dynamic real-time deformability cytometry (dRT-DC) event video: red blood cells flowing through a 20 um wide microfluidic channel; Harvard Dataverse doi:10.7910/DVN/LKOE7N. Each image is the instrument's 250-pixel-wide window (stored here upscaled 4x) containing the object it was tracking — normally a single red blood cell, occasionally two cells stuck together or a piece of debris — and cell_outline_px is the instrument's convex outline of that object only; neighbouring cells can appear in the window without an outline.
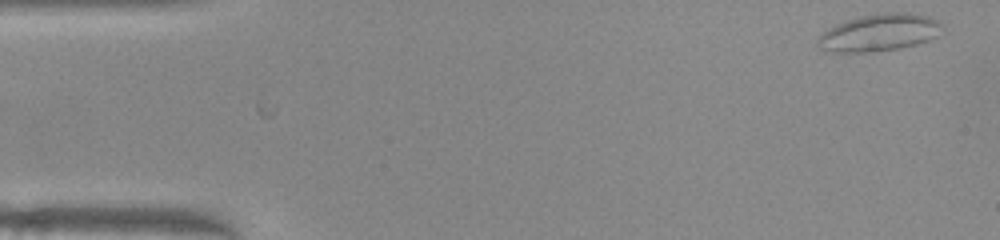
{"species": "common noctule bat (a hibernating species)", "species_latin": "Nyctalus noctula", "temperature_condition": "warm", "stored_images_in_passage": 2, "camera_frame_rate_fps": 3000, "um_per_image_px": 0.085, "animal": {"sex": "female", "body_mass_g": 22.0, "forearm_length_mm": 56.7}, "frame": {"image": 1, "passage_image": 1, "time_ms": 0.0, "image_size_px": [1000, 240], "cell_outline_px": [[940, 24], [936, 36], [928, 40], [916, 44], [900, 48], [872, 52], [832, 52], [820, 48], [816, 40], [824, 32], [836, 24], [860, 16], [884, 12], [908, 12], [928, 16], [936, 20]], "centroid_in_image_um": [74.7, 2.77], "position_along_channel_um": 10.3, "area_um2": 26.59}}